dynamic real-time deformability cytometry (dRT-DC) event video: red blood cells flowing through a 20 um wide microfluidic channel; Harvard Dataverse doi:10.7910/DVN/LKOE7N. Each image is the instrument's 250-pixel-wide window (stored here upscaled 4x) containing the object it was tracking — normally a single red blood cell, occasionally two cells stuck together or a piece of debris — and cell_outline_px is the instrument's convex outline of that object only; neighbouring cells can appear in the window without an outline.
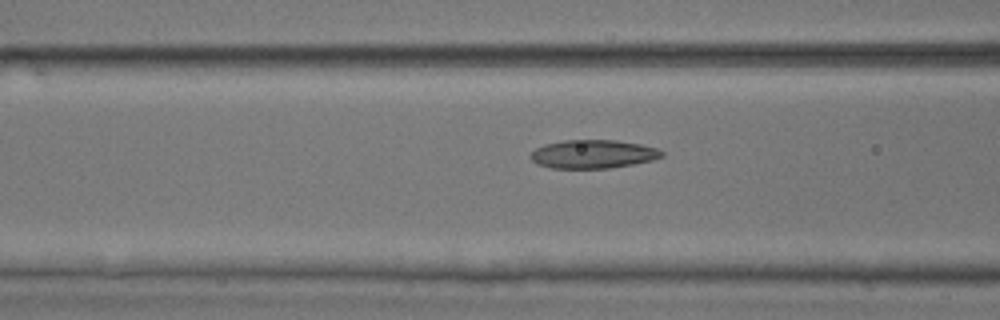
{"species": "common noctule bat (a hibernating species)", "species_latin": "Nyctalus noctula", "temperature_condition": "room temperature", "stored_images_in_passage": 40, "camera_frame_rate_fps": 3000, "um_per_image_px": 0.085, "animal": {"sex": "male", "body_mass_g": 17.9, "forearm_length_mm": 54.2}, "frame": {"image": 1, "passage_image": 7, "time_ms": 2.0, "image_size_px": [1000, 320], "cell_outline_px": [[664, 156], [652, 160], [632, 164], [608, 168], [552, 168], [536, 164], [528, 156], [536, 148], [544, 144], [564, 140], [616, 140], [640, 144], [656, 148], [664, 152]], "centroid_in_image_um": [50.38, 13.09], "position_along_channel_um": 116.2, "area_um2": 21.79}}
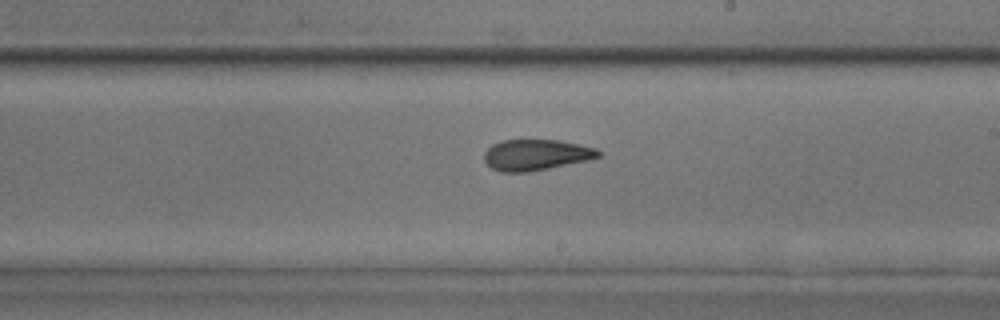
{"frame": {"image": 2, "passage_image": 17, "time_ms": 5.333, "image_size_px": [1000, 320], "cell_outline_px": [[600, 156], [588, 160], [528, 172], [500, 172], [492, 168], [484, 160], [484, 152], [492, 144], [500, 140], [560, 140], [596, 148], [600, 152]], "centroid_in_image_um": [45.53, 13.16], "position_along_channel_um": 243.5, "area_um2": 20.52}}
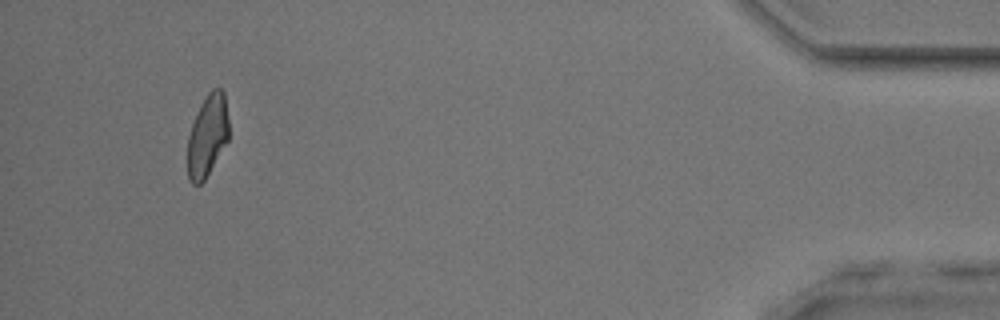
{"frame": {"image": 3, "passage_image": 36, "time_ms": 11.667, "image_size_px": [1000, 320], "cell_outline_px": [[228, 140], [204, 180], [200, 184], [192, 184], [188, 180], [188, 136], [192, 124], [208, 92], [212, 88], [220, 88], [224, 92], [228, 120]], "centroid_in_image_um": [17.63, 11.55], "position_along_channel_um": 417.6, "area_um2": 19.31}, "authors_computed_cell_mechanics": {"area_um2": 20.7791, "velocity_mm_per_s": 3.8351, "shape_relaxation_time_tau1_ms": 8.5306, "shape_relaxation_time_tau2_ms": 1.9673, "deformation_change_tau1": 0.2077, "deformation_change_tau2": 0.0868}}